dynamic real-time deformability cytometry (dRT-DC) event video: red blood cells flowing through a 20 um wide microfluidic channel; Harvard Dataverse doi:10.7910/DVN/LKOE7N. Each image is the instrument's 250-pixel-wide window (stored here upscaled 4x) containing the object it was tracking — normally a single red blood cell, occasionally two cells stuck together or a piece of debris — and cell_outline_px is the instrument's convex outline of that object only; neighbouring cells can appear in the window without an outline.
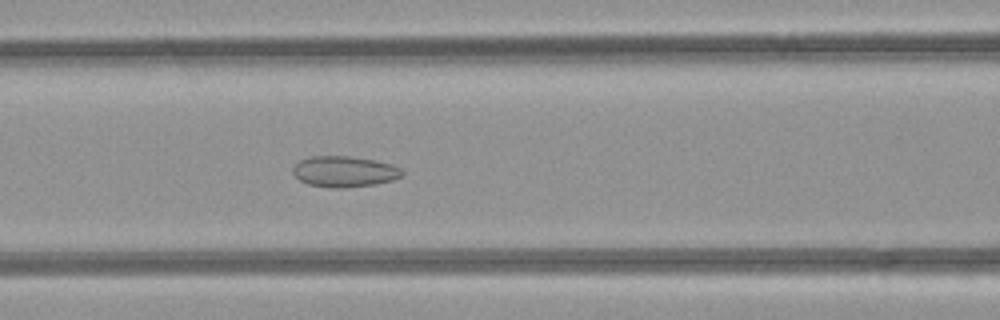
{"species": "common noctule bat (a hibernating species)", "species_latin": "Nyctalus noctula", "temperature_condition": "room temperature", "stored_images_in_passage": 48, "camera_frame_rate_fps": 3000, "um_per_image_px": 0.085, "animal": {"sex": "female", "body_mass_g": 21.9}, "frame": {"image": 1, "passage_image": 20, "time_ms": 6.333, "image_size_px": [1000, 320], "cell_outline_px": [[404, 176], [392, 180], [376, 184], [344, 188], [332, 188], [308, 184], [300, 180], [292, 172], [292, 168], [300, 160], [308, 156], [348, 156], [376, 160], [392, 164], [400, 168], [404, 172]], "centroid_in_image_um": [29.29, 14.58], "position_along_channel_um": 137.3, "area_um2": 19.83}}
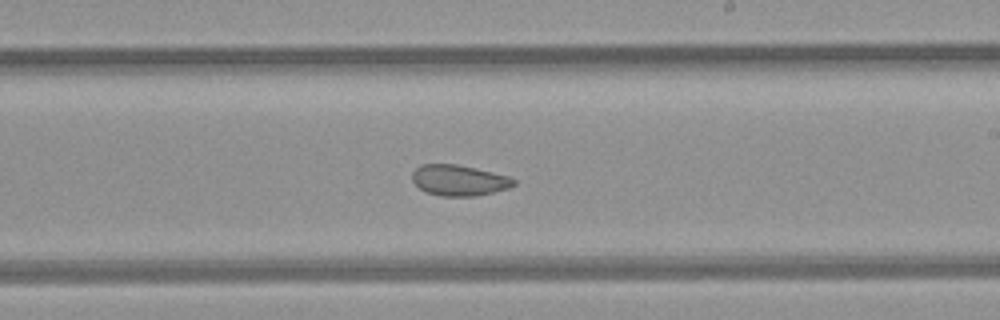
{"frame": {"image": 2, "passage_image": 28, "time_ms": 9.0, "image_size_px": [1000, 320], "cell_outline_px": [[516, 184], [508, 188], [476, 196], [440, 196], [424, 192], [412, 180], [412, 172], [420, 164], [456, 164], [508, 176], [516, 180]], "centroid_in_image_um": [38.98, 15.33], "position_along_channel_um": 250.0, "area_um2": 18.15}}
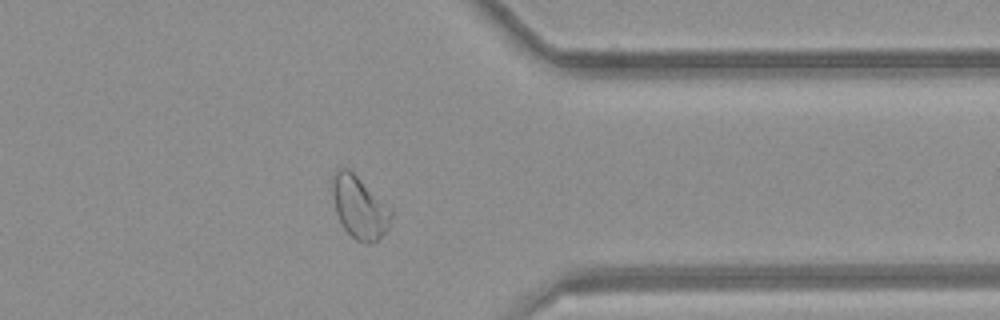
{"frame": {"image": 3, "passage_image": 38, "time_ms": 12.333, "image_size_px": [1000, 320], "cell_outline_px": [[392, 216], [388, 228], [376, 240], [368, 244], [356, 240], [344, 228], [336, 212], [332, 196], [332, 176], [336, 168], [348, 168], [392, 212]], "centroid_in_image_um": [30.5, 17.62], "position_along_channel_um": 380.9, "area_um2": 20.63}, "authors_computed_cell_mechanics": {"area_um2": 22.8021, "velocity_mm_per_s": 4.2318, "shape_relaxation_time_tau1_ms": null, "shape_relaxation_time_tau2_ms": 1.8088, "deformation_change_tau1": null, "deformation_change_tau2": 0.0618}}